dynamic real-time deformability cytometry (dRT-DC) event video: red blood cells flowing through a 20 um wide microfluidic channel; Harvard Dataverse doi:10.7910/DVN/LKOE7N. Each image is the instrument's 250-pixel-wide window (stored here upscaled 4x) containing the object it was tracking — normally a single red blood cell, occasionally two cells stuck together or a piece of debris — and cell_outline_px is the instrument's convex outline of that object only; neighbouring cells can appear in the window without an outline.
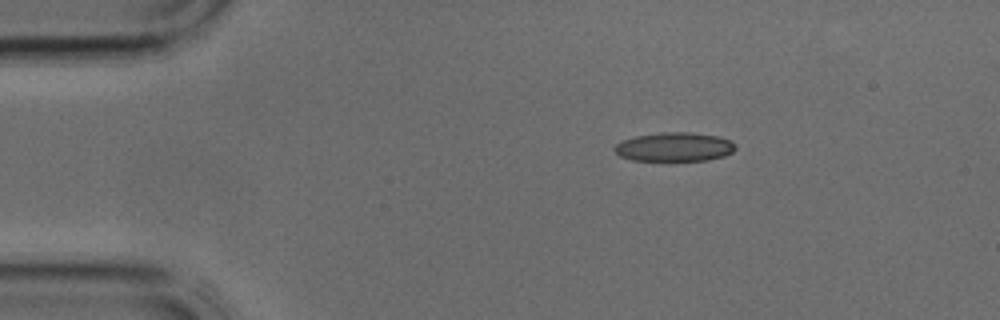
{"species": "common noctule bat (a hibernating species)", "species_latin": "Nyctalus noctula", "temperature_condition": "cold", "stored_images_in_passage": 33, "camera_frame_rate_fps": 3000, "um_per_image_px": 0.085, "animal": {"sex": "male", "body_mass_g": 17.9, "forearm_length_mm": 54.2}, "frame": {"image": 1, "passage_image": 1, "time_ms": 0.0, "image_size_px": [1000, 320], "cell_outline_px": [[736, 148], [732, 152], [724, 156], [708, 160], [632, 160], [620, 156], [612, 148], [616, 144], [624, 140], [636, 136], [664, 132], [688, 132], [716, 136], [732, 140], [736, 144]], "centroid_in_image_um": [57.35, 12.49], "position_along_channel_um": 27.7, "area_um2": 20.29}}
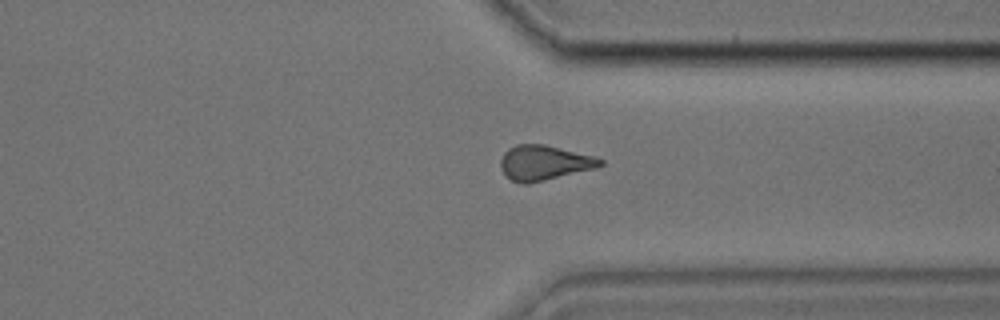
{"frame": {"image": 2, "passage_image": 24, "time_ms": 7.667, "image_size_px": [1000, 320], "cell_outline_px": [[604, 164], [596, 168], [528, 184], [524, 184], [512, 180], [500, 168], [500, 160], [504, 152], [508, 148], [516, 144], [544, 144], [596, 156], [604, 160]], "centroid_in_image_um": [46.27, 13.82], "position_along_channel_um": 365.1, "area_um2": 20.35}}
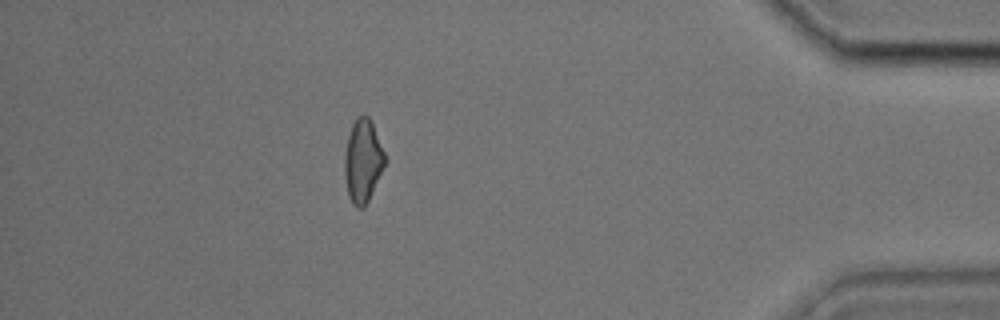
{"frame": {"image": 3, "passage_image": 29, "time_ms": 9.333, "image_size_px": [1000, 320], "cell_outline_px": [[384, 164], [368, 200], [360, 208], [356, 208], [352, 204], [348, 196], [344, 172], [344, 156], [348, 136], [352, 124], [356, 116], [368, 116], [372, 124], [384, 152]], "centroid_in_image_um": [30.79, 13.67], "position_along_channel_um": 404.4, "area_um2": 18.96}}